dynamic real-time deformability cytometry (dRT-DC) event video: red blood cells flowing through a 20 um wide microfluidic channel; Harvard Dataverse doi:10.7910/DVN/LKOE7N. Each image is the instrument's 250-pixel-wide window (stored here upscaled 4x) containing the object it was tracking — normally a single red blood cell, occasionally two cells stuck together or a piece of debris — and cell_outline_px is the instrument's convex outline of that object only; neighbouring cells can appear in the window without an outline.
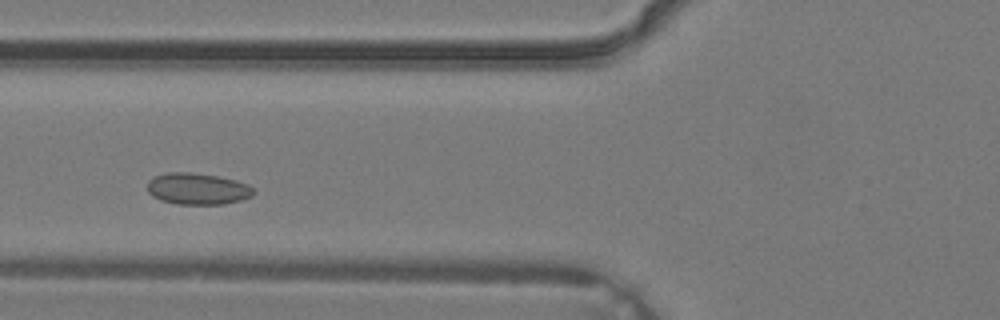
{"species": "common noctule bat (a hibernating species)", "species_latin": "Nyctalus noctula", "temperature_condition": "warm", "stored_images_in_passage": 3, "camera_frame_rate_fps": 3000, "um_per_image_px": 0.085, "animal": {"sex": "male", "body_mass_g": 19.2, "forearm_length_mm": 51.8}, "frame": {"image": 1, "passage_image": 3, "time_ms": 0.667, "image_size_px": [1000, 320], "cell_outline_px": [[256, 192], [252, 196], [240, 200], [224, 204], [176, 204], [160, 200], [152, 196], [148, 192], [148, 180], [152, 176], [168, 172], [188, 172], [216, 176], [236, 180], [248, 184]], "centroid_in_image_um": [16.77, 16.05], "position_along_channel_um": 109.0, "area_um2": 19.59}}